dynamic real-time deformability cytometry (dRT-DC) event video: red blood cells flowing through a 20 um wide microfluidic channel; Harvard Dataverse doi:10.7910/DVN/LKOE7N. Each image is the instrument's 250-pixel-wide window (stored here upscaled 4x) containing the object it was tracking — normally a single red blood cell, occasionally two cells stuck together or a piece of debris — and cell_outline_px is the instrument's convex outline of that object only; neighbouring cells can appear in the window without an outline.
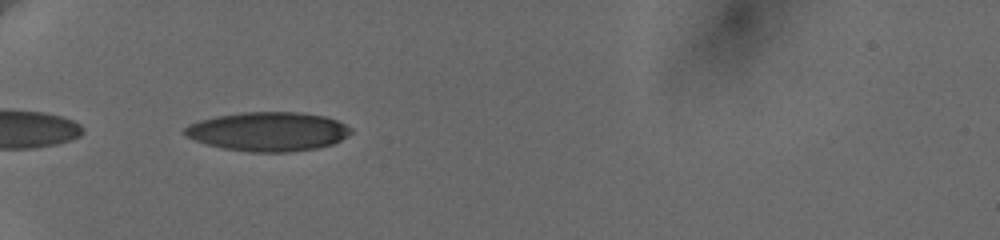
{"species": "human", "species_latin": "Homo sapiens", "temperature_condition": "cold", "stored_images_in_passage": 7, "camera_frame_rate_fps": 3000, "um_per_image_px": 0.085, "donor": {"sex": "female"}, "frame": {"image": 1, "passage_image": 3, "time_ms": 1.0, "image_size_px": [1000, 240], "cell_outline_px": [[352, 132], [348, 136], [332, 144], [316, 148], [284, 152], [252, 152], [224, 148], [208, 144], [196, 140], [188, 136], [184, 132], [184, 128], [188, 124], [200, 120], [216, 116], [240, 112], [300, 112], [328, 116], [352, 128]], "centroid_in_image_um": [22.82, 11.16], "position_along_channel_um": 62.2, "area_um2": 37.74}}
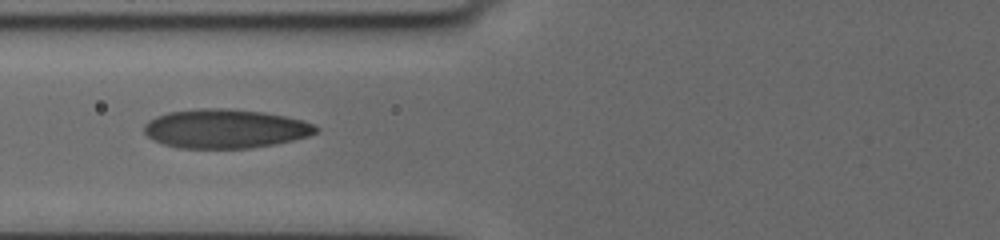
{"frame": {"image": 2, "passage_image": 6, "time_ms": 2.667, "image_size_px": [1000, 240], "cell_outline_px": [[320, 128], [316, 132], [308, 136], [276, 144], [252, 148], [176, 148], [152, 140], [144, 132], [144, 124], [148, 120], [156, 116], [168, 112], [196, 108], [228, 108], [264, 112], [304, 120], [316, 124]], "centroid_in_image_um": [19.14, 10.93], "position_along_channel_um": 106.7, "area_um2": 39.48}}